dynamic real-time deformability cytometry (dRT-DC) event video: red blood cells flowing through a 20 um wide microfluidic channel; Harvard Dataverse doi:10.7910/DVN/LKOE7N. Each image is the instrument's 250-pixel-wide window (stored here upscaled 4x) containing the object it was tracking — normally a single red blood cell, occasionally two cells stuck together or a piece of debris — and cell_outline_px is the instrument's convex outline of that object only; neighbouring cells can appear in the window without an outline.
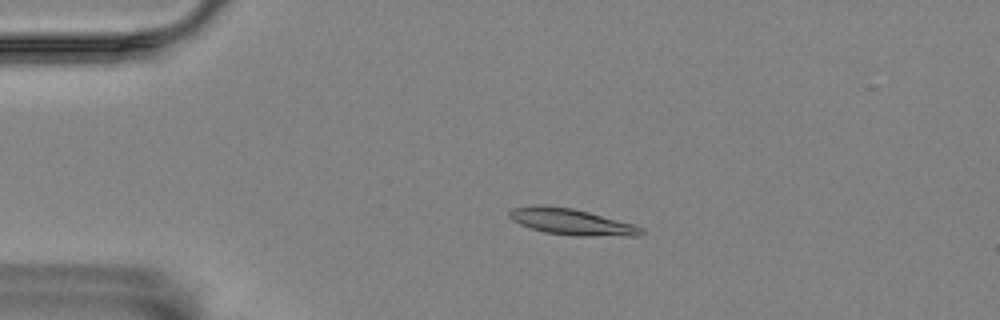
{"species": "Egyptian fruit bat (a non-hibernating species)", "species_latin": "Rousettus aegyptiacus", "temperature_condition": "room temperature", "stored_images_in_passage": 58, "camera_frame_rate_fps": 3000, "um_per_image_px": 0.085, "animal": {"sex": "female"}, "frame": {"image": 1, "passage_image": 13, "time_ms": 4.0, "image_size_px": [1000, 320], "cell_outline_px": [[644, 232], [640, 236], [572, 236], [544, 232], [520, 224], [512, 220], [508, 216], [508, 212], [512, 208], [572, 208], [588, 212], [632, 224], [644, 228]], "centroid_in_image_um": [48.68, 18.92], "position_along_channel_um": 36.3, "area_um2": 19.31}}
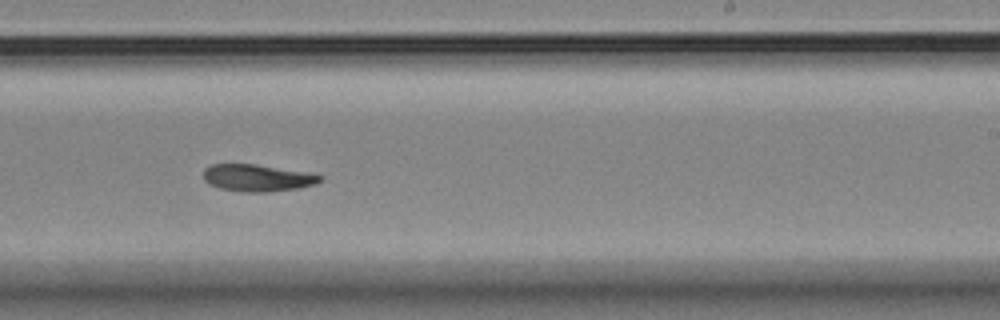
{"frame": {"image": 2, "passage_image": 36, "time_ms": 11.667, "image_size_px": [1000, 320], "cell_outline_px": [[324, 180], [316, 184], [300, 188], [268, 192], [240, 192], [220, 188], [208, 184], [204, 180], [204, 168], [212, 164], [256, 164], [308, 172], [324, 176]], "centroid_in_image_um": [21.91, 15.12], "position_along_channel_um": 267.1, "area_um2": 18.67}}
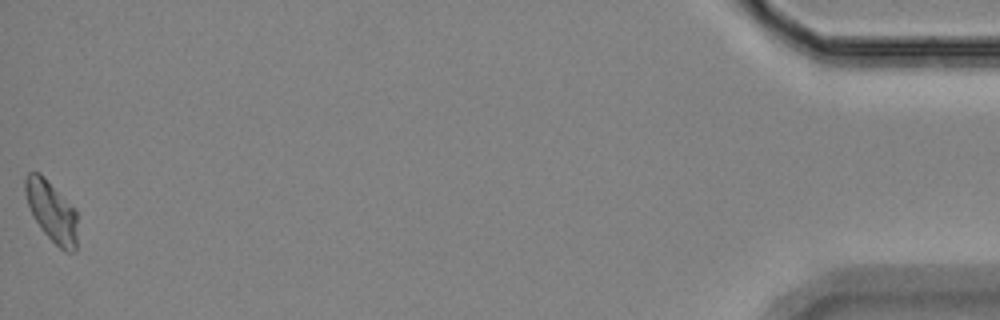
{"frame": {"image": 3, "passage_image": 58, "time_ms": 19.0, "image_size_px": [1000, 320], "cell_outline_px": [[76, 248], [72, 252], [64, 252], [44, 232], [36, 220], [28, 204], [24, 192], [24, 180], [28, 172], [40, 172], [76, 208]], "centroid_in_image_um": [4.39, 17.92], "position_along_channel_um": 430.8, "area_um2": 18.38}, "authors_computed_cell_mechanics": {"area_um2": 18.8717, "velocity_mm_per_s": 3.4811, "shape_relaxation_time_tau1_ms": 9.438, "shape_relaxation_time_tau2_ms": null, "deformation_change_tau1": 0.195, "deformation_change_tau2": null}}